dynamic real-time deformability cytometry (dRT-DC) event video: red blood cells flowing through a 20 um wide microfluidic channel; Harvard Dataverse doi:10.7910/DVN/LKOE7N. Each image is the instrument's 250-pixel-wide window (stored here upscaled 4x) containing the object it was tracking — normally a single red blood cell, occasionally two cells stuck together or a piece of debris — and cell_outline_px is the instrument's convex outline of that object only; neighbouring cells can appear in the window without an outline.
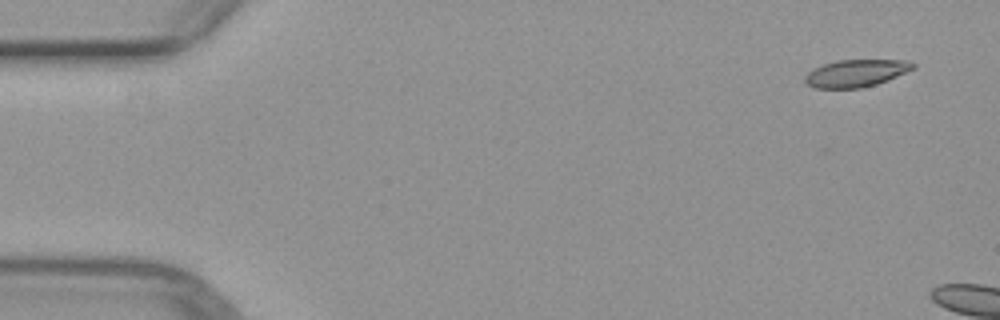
{"species": "common noctule bat (a hibernating species)", "species_latin": "Nyctalus noctula", "temperature_condition": "warm", "stored_images_in_passage": 8, "camera_frame_rate_fps": 3000, "um_per_image_px": 0.085, "animal": {"sex": "female", "body_mass_g": 29.2, "forearm_length_mm": 56.3}, "frame": {"image": 1, "passage_image": 1, "time_ms": 0.0, "image_size_px": [1000, 320], "cell_outline_px": [[916, 68], [888, 80], [876, 84], [860, 88], [816, 88], [808, 84], [804, 80], [804, 76], [812, 68], [836, 60], [908, 60], [916, 64]], "centroid_in_image_um": [72.78, 6.21], "position_along_channel_um": 12.2, "area_um2": 17.28}}